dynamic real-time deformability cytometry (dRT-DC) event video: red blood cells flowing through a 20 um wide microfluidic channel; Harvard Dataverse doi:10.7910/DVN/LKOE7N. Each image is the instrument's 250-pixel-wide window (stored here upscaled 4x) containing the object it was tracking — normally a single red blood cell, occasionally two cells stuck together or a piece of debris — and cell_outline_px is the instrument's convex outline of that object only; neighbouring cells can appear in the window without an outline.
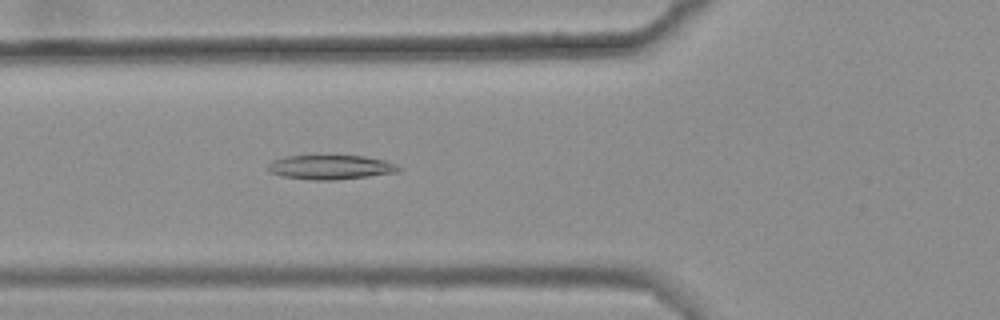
{"species": "common noctule bat (a hibernating species)", "species_latin": "Nyctalus noctula", "temperature_condition": "warm", "stored_images_in_passage": 31, "camera_frame_rate_fps": 3000, "um_per_image_px": 0.085, "animal": {"sex": "female", "body_mass_g": 25.1}, "frame": {"image": 1, "passage_image": 3, "time_ms": 0.667, "image_size_px": [1000, 320], "cell_outline_px": [[400, 172], [336, 180], [312, 180], [284, 176], [268, 172], [268, 164], [272, 160], [284, 156], [364, 156], [384, 160], [396, 164], [400, 168]], "centroid_in_image_um": [28.09, 14.21], "position_along_channel_um": 97.7, "area_um2": 18.5}}
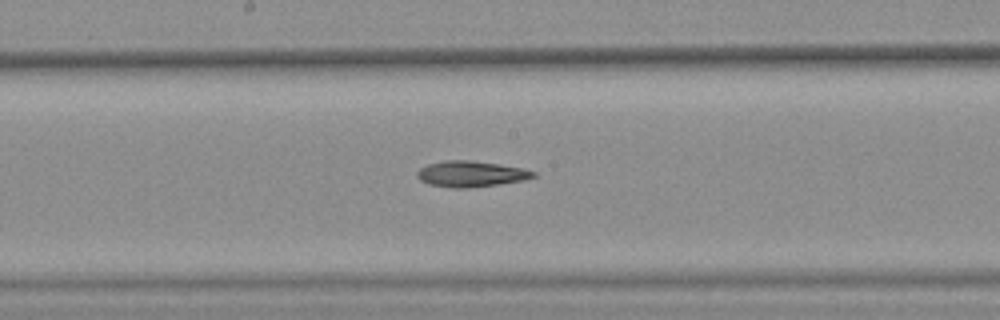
{"frame": {"image": 2, "passage_image": 12, "time_ms": 3.667, "image_size_px": [1000, 320], "cell_outline_px": [[536, 176], [524, 180], [496, 184], [464, 188], [452, 188], [428, 184], [420, 180], [416, 176], [416, 172], [420, 168], [428, 164], [444, 160], [468, 160], [500, 164], [524, 168], [536, 172]], "centroid_in_image_um": [40.01, 14.77], "position_along_channel_um": 208.2, "area_um2": 17.51}}
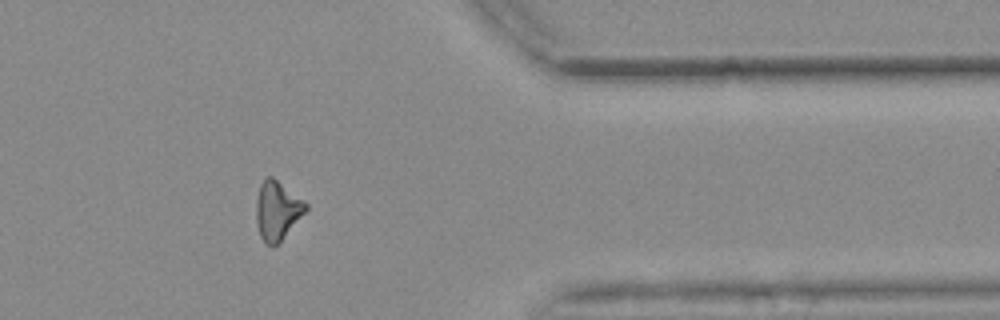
{"frame": {"image": 3, "passage_image": 28, "time_ms": 9.0, "image_size_px": [1000, 320], "cell_outline_px": [[308, 208], [280, 240], [272, 248], [264, 244], [260, 236], [256, 224], [256, 200], [260, 184], [268, 176], [272, 176], [304, 200], [308, 204]], "centroid_in_image_um": [23.53, 17.89], "position_along_channel_um": 387.9, "area_um2": 16.88}}